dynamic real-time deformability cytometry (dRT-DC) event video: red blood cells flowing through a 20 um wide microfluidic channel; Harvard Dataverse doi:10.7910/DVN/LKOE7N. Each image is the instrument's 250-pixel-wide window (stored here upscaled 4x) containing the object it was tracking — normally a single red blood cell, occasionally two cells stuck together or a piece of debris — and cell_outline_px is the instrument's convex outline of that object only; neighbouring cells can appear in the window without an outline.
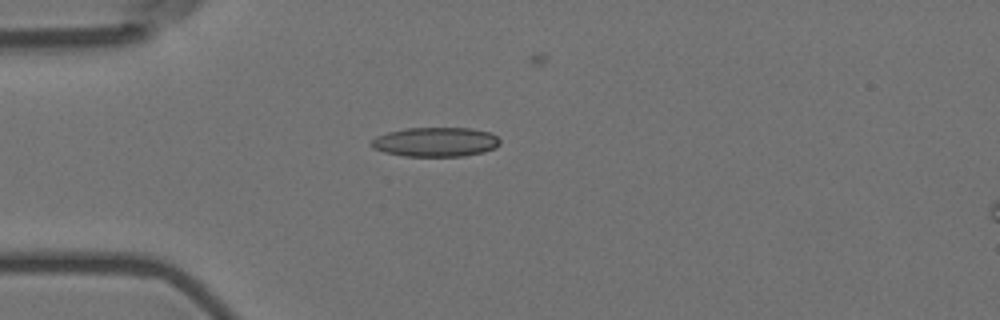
{"species": "Egyptian fruit bat (a non-hibernating species)", "species_latin": "Rousettus aegyptiacus", "temperature_condition": "room temperature", "stored_images_in_passage": 3, "camera_frame_rate_fps": 3000, "um_per_image_px": 0.085, "animal": {"sex": "female"}, "frame": {"image": 1, "passage_image": 1, "time_ms": 0.0, "image_size_px": [1000, 320], "cell_outline_px": [[500, 144], [496, 148], [484, 152], [464, 156], [404, 156], [384, 152], [372, 148], [368, 144], [376, 136], [388, 132], [404, 128], [472, 128], [488, 132], [496, 136], [500, 140]], "centroid_in_image_um": [37.01, 12.07], "position_along_channel_um": 48.0, "area_um2": 22.2}}